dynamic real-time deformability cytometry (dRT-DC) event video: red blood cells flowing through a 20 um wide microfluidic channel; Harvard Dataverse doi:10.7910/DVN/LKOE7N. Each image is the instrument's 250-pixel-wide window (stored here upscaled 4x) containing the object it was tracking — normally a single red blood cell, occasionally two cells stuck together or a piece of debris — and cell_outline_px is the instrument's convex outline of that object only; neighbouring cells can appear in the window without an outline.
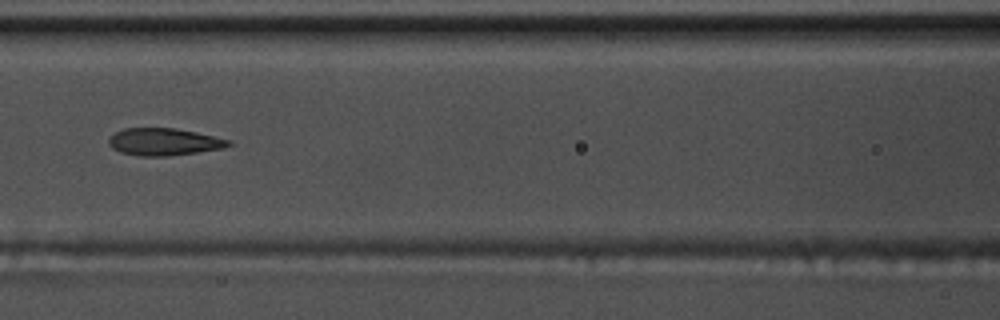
{"species": "common noctule bat (a hibernating species)", "species_latin": "Nyctalus noctula", "temperature_condition": "warm", "stored_images_in_passage": 54, "camera_frame_rate_fps": 3000, "um_per_image_px": 0.085, "animal": {"sex": "male", "body_mass_g": 17.5, "forearm_length_mm": 52.3}, "frame": {"image": 1, "passage_image": 24, "time_ms": 7.667, "image_size_px": [1000, 320], "cell_outline_px": [[232, 144], [224, 148], [168, 156], [140, 156], [120, 152], [112, 148], [108, 144], [108, 140], [116, 132], [124, 128], [176, 128], [196, 132], [232, 140]], "centroid_in_image_um": [13.95, 12.05], "position_along_channel_um": 152.7, "area_um2": 19.02}}
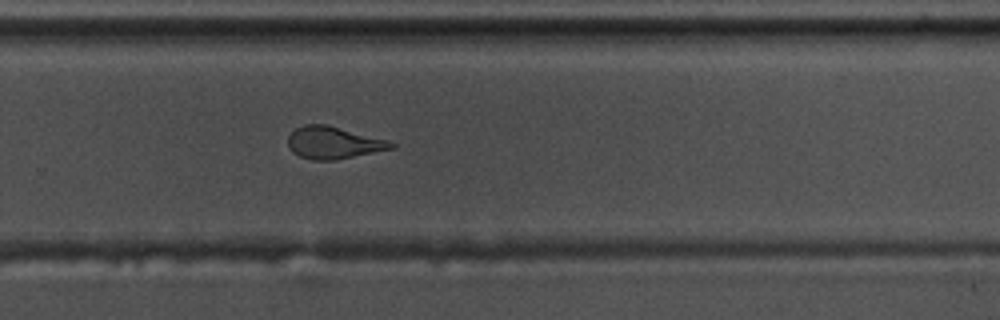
{"frame": {"image": 2, "passage_image": 36, "time_ms": 11.667, "image_size_px": [1000, 320], "cell_outline_px": [[396, 148], [336, 160], [312, 160], [300, 156], [292, 152], [288, 148], [288, 136], [296, 128], [304, 124], [328, 124], [388, 140], [396, 144]], "centroid_in_image_um": [28.36, 12.13], "position_along_channel_um": 301.4, "area_um2": 19.59}}
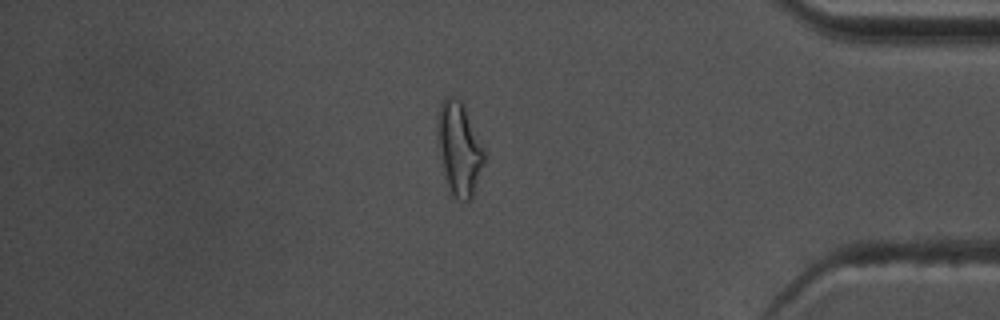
{"frame": {"image": 3, "passage_image": 46, "time_ms": 15.0, "image_size_px": [1000, 320], "cell_outline_px": [[484, 164], [472, 196], [468, 200], [456, 200], [452, 196], [444, 172], [436, 144], [436, 124], [440, 104], [444, 96], [452, 96], [460, 100], [464, 104], [484, 152]], "centroid_in_image_um": [38.98, 12.6], "position_along_channel_um": 396.2, "area_um2": 25.32}, "authors_computed_cell_mechanics": {"area_um2": 19.9988, "velocity_mm_per_s": 3.7342, "shape_relaxation_time_tau1_ms": 10.8734, "shape_relaxation_time_tau2_ms": 1.4729, "deformation_change_tau1": 0.3015, "deformation_change_tau2": 0.0891}}